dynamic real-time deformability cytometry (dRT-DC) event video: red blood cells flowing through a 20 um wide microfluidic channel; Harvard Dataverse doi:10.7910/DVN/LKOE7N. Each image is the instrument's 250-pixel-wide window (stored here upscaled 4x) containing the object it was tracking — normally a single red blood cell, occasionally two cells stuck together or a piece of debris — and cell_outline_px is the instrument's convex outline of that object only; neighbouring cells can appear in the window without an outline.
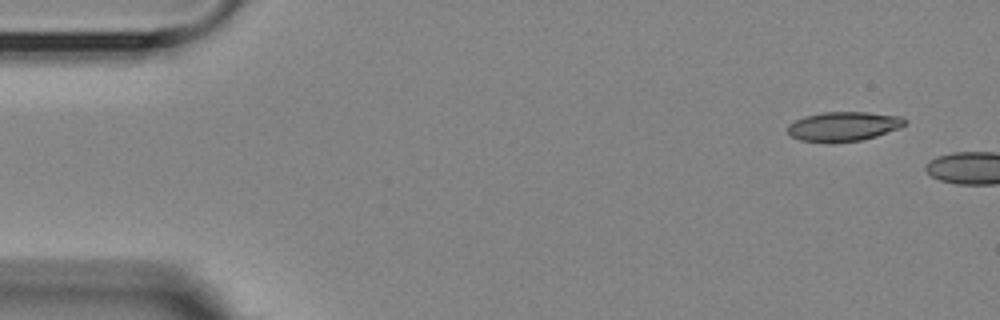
{"species": "Egyptian fruit bat (a non-hibernating species)", "species_latin": "Rousettus aegyptiacus", "temperature_condition": "room temperature", "stored_images_in_passage": 2, "camera_frame_rate_fps": 3000, "um_per_image_px": 0.085, "animal": {"sex": "female"}, "frame": {"image": 1, "passage_image": 1, "time_ms": 0.0, "image_size_px": [1000, 320], "cell_outline_px": [[908, 120], [900, 128], [876, 136], [860, 140], [800, 140], [792, 136], [788, 132], [788, 124], [804, 116], [824, 112], [868, 112], [900, 116]], "centroid_in_image_um": [71.74, 10.7], "position_along_channel_um": 13.3, "area_um2": 19.42}}